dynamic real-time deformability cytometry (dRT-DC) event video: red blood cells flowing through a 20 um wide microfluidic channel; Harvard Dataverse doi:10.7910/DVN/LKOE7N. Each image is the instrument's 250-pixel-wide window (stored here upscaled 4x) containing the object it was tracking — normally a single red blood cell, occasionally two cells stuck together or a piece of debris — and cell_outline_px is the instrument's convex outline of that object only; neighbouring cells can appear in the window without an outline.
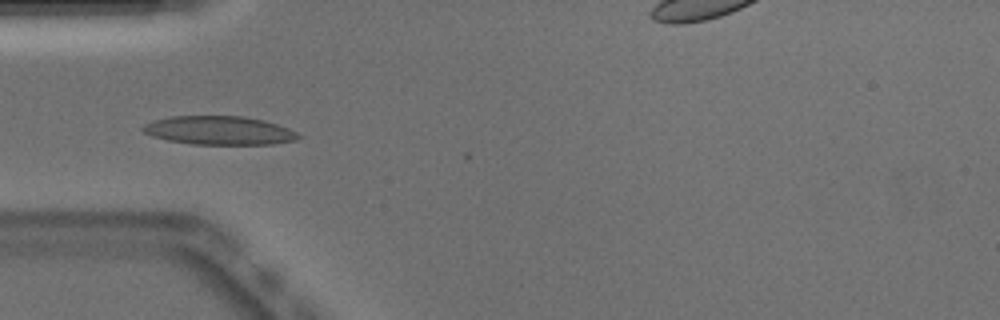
{"species": "Egyptian fruit bat (a non-hibernating species)", "species_latin": "Rousettus aegyptiacus", "temperature_condition": "warm", "stored_images_in_passage": 26, "camera_frame_rate_fps": 3000, "um_per_image_px": 0.085, "animal": {"sex": "male"}, "frame": {"image": 1, "passage_image": 15, "time_ms": 4.667, "image_size_px": [1000, 320], "cell_outline_px": [[304, 136], [296, 140], [272, 144], [192, 144], [168, 140], [152, 136], [144, 132], [140, 128], [144, 124], [152, 120], [168, 116], [244, 116], [264, 120], [288, 128]], "centroid_in_image_um": [18.62, 11.08], "position_along_channel_um": 66.4, "area_um2": 26.07}}